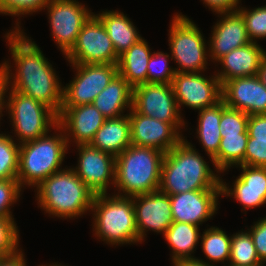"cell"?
<instances>
[{
  "label": "cell",
  "instance_id": "cell-7",
  "mask_svg": "<svg viewBox=\"0 0 266 266\" xmlns=\"http://www.w3.org/2000/svg\"><path fill=\"white\" fill-rule=\"evenodd\" d=\"M169 31V48L172 60L178 65L176 73H203L207 69L209 49L203 33L186 15L175 13ZM207 44V45H206Z\"/></svg>",
  "mask_w": 266,
  "mask_h": 266
},
{
  "label": "cell",
  "instance_id": "cell-35",
  "mask_svg": "<svg viewBox=\"0 0 266 266\" xmlns=\"http://www.w3.org/2000/svg\"><path fill=\"white\" fill-rule=\"evenodd\" d=\"M237 11L243 16L251 42L258 43L257 40L266 39V5L253 9L240 5Z\"/></svg>",
  "mask_w": 266,
  "mask_h": 266
},
{
  "label": "cell",
  "instance_id": "cell-13",
  "mask_svg": "<svg viewBox=\"0 0 266 266\" xmlns=\"http://www.w3.org/2000/svg\"><path fill=\"white\" fill-rule=\"evenodd\" d=\"M205 76L204 72H183L174 75L171 86L180 114L183 106L199 111L222 100V85L215 71L213 75Z\"/></svg>",
  "mask_w": 266,
  "mask_h": 266
},
{
  "label": "cell",
  "instance_id": "cell-4",
  "mask_svg": "<svg viewBox=\"0 0 266 266\" xmlns=\"http://www.w3.org/2000/svg\"><path fill=\"white\" fill-rule=\"evenodd\" d=\"M164 155L150 147L131 144L126 148L116 157V195L133 197L159 190Z\"/></svg>",
  "mask_w": 266,
  "mask_h": 266
},
{
  "label": "cell",
  "instance_id": "cell-41",
  "mask_svg": "<svg viewBox=\"0 0 266 266\" xmlns=\"http://www.w3.org/2000/svg\"><path fill=\"white\" fill-rule=\"evenodd\" d=\"M247 131L251 138L266 140V114L249 116Z\"/></svg>",
  "mask_w": 266,
  "mask_h": 266
},
{
  "label": "cell",
  "instance_id": "cell-15",
  "mask_svg": "<svg viewBox=\"0 0 266 266\" xmlns=\"http://www.w3.org/2000/svg\"><path fill=\"white\" fill-rule=\"evenodd\" d=\"M132 198L139 244L145 241L148 231L152 230L155 233L164 234L174 222L171 200L168 194L157 190L151 193L135 195Z\"/></svg>",
  "mask_w": 266,
  "mask_h": 266
},
{
  "label": "cell",
  "instance_id": "cell-12",
  "mask_svg": "<svg viewBox=\"0 0 266 266\" xmlns=\"http://www.w3.org/2000/svg\"><path fill=\"white\" fill-rule=\"evenodd\" d=\"M75 77L63 87L62 106L92 104L118 73L117 64H71Z\"/></svg>",
  "mask_w": 266,
  "mask_h": 266
},
{
  "label": "cell",
  "instance_id": "cell-43",
  "mask_svg": "<svg viewBox=\"0 0 266 266\" xmlns=\"http://www.w3.org/2000/svg\"><path fill=\"white\" fill-rule=\"evenodd\" d=\"M25 254L21 248L17 253L0 258V266H27ZM42 266V265H39Z\"/></svg>",
  "mask_w": 266,
  "mask_h": 266
},
{
  "label": "cell",
  "instance_id": "cell-45",
  "mask_svg": "<svg viewBox=\"0 0 266 266\" xmlns=\"http://www.w3.org/2000/svg\"><path fill=\"white\" fill-rule=\"evenodd\" d=\"M257 76L261 83L266 87V55L262 58Z\"/></svg>",
  "mask_w": 266,
  "mask_h": 266
},
{
  "label": "cell",
  "instance_id": "cell-14",
  "mask_svg": "<svg viewBox=\"0 0 266 266\" xmlns=\"http://www.w3.org/2000/svg\"><path fill=\"white\" fill-rule=\"evenodd\" d=\"M75 146L79 158L72 169L95 195L107 194L108 188L115 185L116 157L90 144Z\"/></svg>",
  "mask_w": 266,
  "mask_h": 266
},
{
  "label": "cell",
  "instance_id": "cell-1",
  "mask_svg": "<svg viewBox=\"0 0 266 266\" xmlns=\"http://www.w3.org/2000/svg\"><path fill=\"white\" fill-rule=\"evenodd\" d=\"M4 38L14 60V66L8 60L0 63V73L4 76L7 89L32 97L59 115L64 85L41 48L26 36L24 29L8 31ZM12 67H15V72Z\"/></svg>",
  "mask_w": 266,
  "mask_h": 266
},
{
  "label": "cell",
  "instance_id": "cell-40",
  "mask_svg": "<svg viewBox=\"0 0 266 266\" xmlns=\"http://www.w3.org/2000/svg\"><path fill=\"white\" fill-rule=\"evenodd\" d=\"M248 232L253 240L260 261L266 265V217L254 222Z\"/></svg>",
  "mask_w": 266,
  "mask_h": 266
},
{
  "label": "cell",
  "instance_id": "cell-23",
  "mask_svg": "<svg viewBox=\"0 0 266 266\" xmlns=\"http://www.w3.org/2000/svg\"><path fill=\"white\" fill-rule=\"evenodd\" d=\"M133 88L117 73L92 104L106 119L124 116L132 108ZM129 108V109H128Z\"/></svg>",
  "mask_w": 266,
  "mask_h": 266
},
{
  "label": "cell",
  "instance_id": "cell-20",
  "mask_svg": "<svg viewBox=\"0 0 266 266\" xmlns=\"http://www.w3.org/2000/svg\"><path fill=\"white\" fill-rule=\"evenodd\" d=\"M217 15L220 19L213 25L208 40L209 59L215 64L232 50L251 42L243 16L238 11Z\"/></svg>",
  "mask_w": 266,
  "mask_h": 266
},
{
  "label": "cell",
  "instance_id": "cell-38",
  "mask_svg": "<svg viewBox=\"0 0 266 266\" xmlns=\"http://www.w3.org/2000/svg\"><path fill=\"white\" fill-rule=\"evenodd\" d=\"M23 188L17 179L0 180V217L14 218L10 211L12 205L18 202ZM11 206V207H10Z\"/></svg>",
  "mask_w": 266,
  "mask_h": 266
},
{
  "label": "cell",
  "instance_id": "cell-28",
  "mask_svg": "<svg viewBox=\"0 0 266 266\" xmlns=\"http://www.w3.org/2000/svg\"><path fill=\"white\" fill-rule=\"evenodd\" d=\"M222 114V100L214 106L198 111V124L196 133L199 143L202 145L206 155L213 163V158L217 155L221 141L220 119Z\"/></svg>",
  "mask_w": 266,
  "mask_h": 266
},
{
  "label": "cell",
  "instance_id": "cell-22",
  "mask_svg": "<svg viewBox=\"0 0 266 266\" xmlns=\"http://www.w3.org/2000/svg\"><path fill=\"white\" fill-rule=\"evenodd\" d=\"M266 50L258 43L250 42L245 46L232 50L217 63L221 69L215 72L221 85L236 77L255 76L258 73L262 58Z\"/></svg>",
  "mask_w": 266,
  "mask_h": 266
},
{
  "label": "cell",
  "instance_id": "cell-47",
  "mask_svg": "<svg viewBox=\"0 0 266 266\" xmlns=\"http://www.w3.org/2000/svg\"><path fill=\"white\" fill-rule=\"evenodd\" d=\"M55 263V264H54ZM54 263H51V264H49V265H45V264H42V266H65V265H62V264H58V262H54Z\"/></svg>",
  "mask_w": 266,
  "mask_h": 266
},
{
  "label": "cell",
  "instance_id": "cell-36",
  "mask_svg": "<svg viewBox=\"0 0 266 266\" xmlns=\"http://www.w3.org/2000/svg\"><path fill=\"white\" fill-rule=\"evenodd\" d=\"M249 115L245 112L226 106L222 100V114L220 119V134H248Z\"/></svg>",
  "mask_w": 266,
  "mask_h": 266
},
{
  "label": "cell",
  "instance_id": "cell-18",
  "mask_svg": "<svg viewBox=\"0 0 266 266\" xmlns=\"http://www.w3.org/2000/svg\"><path fill=\"white\" fill-rule=\"evenodd\" d=\"M105 121L106 118L93 104L62 106L58 115V125L65 133L68 146L72 142L76 145L90 144Z\"/></svg>",
  "mask_w": 266,
  "mask_h": 266
},
{
  "label": "cell",
  "instance_id": "cell-26",
  "mask_svg": "<svg viewBox=\"0 0 266 266\" xmlns=\"http://www.w3.org/2000/svg\"><path fill=\"white\" fill-rule=\"evenodd\" d=\"M148 42L141 38L119 56L118 73L134 88L147 83L148 62L152 55Z\"/></svg>",
  "mask_w": 266,
  "mask_h": 266
},
{
  "label": "cell",
  "instance_id": "cell-37",
  "mask_svg": "<svg viewBox=\"0 0 266 266\" xmlns=\"http://www.w3.org/2000/svg\"><path fill=\"white\" fill-rule=\"evenodd\" d=\"M19 229L14 218L0 217V258L11 256L21 250Z\"/></svg>",
  "mask_w": 266,
  "mask_h": 266
},
{
  "label": "cell",
  "instance_id": "cell-2",
  "mask_svg": "<svg viewBox=\"0 0 266 266\" xmlns=\"http://www.w3.org/2000/svg\"><path fill=\"white\" fill-rule=\"evenodd\" d=\"M204 158L184 137L164 155L159 190L168 195L192 190H221L220 172L215 173Z\"/></svg>",
  "mask_w": 266,
  "mask_h": 266
},
{
  "label": "cell",
  "instance_id": "cell-39",
  "mask_svg": "<svg viewBox=\"0 0 266 266\" xmlns=\"http://www.w3.org/2000/svg\"><path fill=\"white\" fill-rule=\"evenodd\" d=\"M244 165L266 167V140H256V138L248 137Z\"/></svg>",
  "mask_w": 266,
  "mask_h": 266
},
{
  "label": "cell",
  "instance_id": "cell-32",
  "mask_svg": "<svg viewBox=\"0 0 266 266\" xmlns=\"http://www.w3.org/2000/svg\"><path fill=\"white\" fill-rule=\"evenodd\" d=\"M20 144L14 136L0 133V180L17 179Z\"/></svg>",
  "mask_w": 266,
  "mask_h": 266
},
{
  "label": "cell",
  "instance_id": "cell-30",
  "mask_svg": "<svg viewBox=\"0 0 266 266\" xmlns=\"http://www.w3.org/2000/svg\"><path fill=\"white\" fill-rule=\"evenodd\" d=\"M249 134H225L221 138L217 155L213 158L214 168L220 173L232 166L244 165V156Z\"/></svg>",
  "mask_w": 266,
  "mask_h": 266
},
{
  "label": "cell",
  "instance_id": "cell-42",
  "mask_svg": "<svg viewBox=\"0 0 266 266\" xmlns=\"http://www.w3.org/2000/svg\"><path fill=\"white\" fill-rule=\"evenodd\" d=\"M205 7L215 14L235 12L240 7V0H201Z\"/></svg>",
  "mask_w": 266,
  "mask_h": 266
},
{
  "label": "cell",
  "instance_id": "cell-25",
  "mask_svg": "<svg viewBox=\"0 0 266 266\" xmlns=\"http://www.w3.org/2000/svg\"><path fill=\"white\" fill-rule=\"evenodd\" d=\"M95 15L105 26L118 56L143 38L130 18L121 11L102 10Z\"/></svg>",
  "mask_w": 266,
  "mask_h": 266
},
{
  "label": "cell",
  "instance_id": "cell-31",
  "mask_svg": "<svg viewBox=\"0 0 266 266\" xmlns=\"http://www.w3.org/2000/svg\"><path fill=\"white\" fill-rule=\"evenodd\" d=\"M264 265L256 252L250 233L246 231L231 235L230 260L227 266Z\"/></svg>",
  "mask_w": 266,
  "mask_h": 266
},
{
  "label": "cell",
  "instance_id": "cell-24",
  "mask_svg": "<svg viewBox=\"0 0 266 266\" xmlns=\"http://www.w3.org/2000/svg\"><path fill=\"white\" fill-rule=\"evenodd\" d=\"M90 145L115 157L128 148L131 145L128 113L121 117L106 119L95 133Z\"/></svg>",
  "mask_w": 266,
  "mask_h": 266
},
{
  "label": "cell",
  "instance_id": "cell-11",
  "mask_svg": "<svg viewBox=\"0 0 266 266\" xmlns=\"http://www.w3.org/2000/svg\"><path fill=\"white\" fill-rule=\"evenodd\" d=\"M47 10L51 36L65 56L75 45L81 28L94 14L78 0H50Z\"/></svg>",
  "mask_w": 266,
  "mask_h": 266
},
{
  "label": "cell",
  "instance_id": "cell-10",
  "mask_svg": "<svg viewBox=\"0 0 266 266\" xmlns=\"http://www.w3.org/2000/svg\"><path fill=\"white\" fill-rule=\"evenodd\" d=\"M65 58L69 65L118 64L119 60L105 26L95 14L81 28Z\"/></svg>",
  "mask_w": 266,
  "mask_h": 266
},
{
  "label": "cell",
  "instance_id": "cell-6",
  "mask_svg": "<svg viewBox=\"0 0 266 266\" xmlns=\"http://www.w3.org/2000/svg\"><path fill=\"white\" fill-rule=\"evenodd\" d=\"M91 214L93 215V235L112 246L138 243L132 197L113 194L94 196Z\"/></svg>",
  "mask_w": 266,
  "mask_h": 266
},
{
  "label": "cell",
  "instance_id": "cell-19",
  "mask_svg": "<svg viewBox=\"0 0 266 266\" xmlns=\"http://www.w3.org/2000/svg\"><path fill=\"white\" fill-rule=\"evenodd\" d=\"M222 100L226 106L249 116L266 114V87L257 75L226 81L222 85Z\"/></svg>",
  "mask_w": 266,
  "mask_h": 266
},
{
  "label": "cell",
  "instance_id": "cell-16",
  "mask_svg": "<svg viewBox=\"0 0 266 266\" xmlns=\"http://www.w3.org/2000/svg\"><path fill=\"white\" fill-rule=\"evenodd\" d=\"M128 116L132 145L150 147L167 153L185 137L170 123L141 115L133 108L128 112Z\"/></svg>",
  "mask_w": 266,
  "mask_h": 266
},
{
  "label": "cell",
  "instance_id": "cell-17",
  "mask_svg": "<svg viewBox=\"0 0 266 266\" xmlns=\"http://www.w3.org/2000/svg\"><path fill=\"white\" fill-rule=\"evenodd\" d=\"M221 190H192L169 195L173 221L202 225L218 211Z\"/></svg>",
  "mask_w": 266,
  "mask_h": 266
},
{
  "label": "cell",
  "instance_id": "cell-29",
  "mask_svg": "<svg viewBox=\"0 0 266 266\" xmlns=\"http://www.w3.org/2000/svg\"><path fill=\"white\" fill-rule=\"evenodd\" d=\"M200 240V248H202V252L207 260L196 258L195 261L207 266H216L220 262L223 266H227L226 264L230 260L231 236H228L223 229L211 226L204 230Z\"/></svg>",
  "mask_w": 266,
  "mask_h": 266
},
{
  "label": "cell",
  "instance_id": "cell-9",
  "mask_svg": "<svg viewBox=\"0 0 266 266\" xmlns=\"http://www.w3.org/2000/svg\"><path fill=\"white\" fill-rule=\"evenodd\" d=\"M132 108L141 115L170 123L182 136L183 128L187 129L171 84L143 83L134 87Z\"/></svg>",
  "mask_w": 266,
  "mask_h": 266
},
{
  "label": "cell",
  "instance_id": "cell-44",
  "mask_svg": "<svg viewBox=\"0 0 266 266\" xmlns=\"http://www.w3.org/2000/svg\"><path fill=\"white\" fill-rule=\"evenodd\" d=\"M7 93V85L4 79V76L0 73V119L3 117L2 112H6V94ZM5 108V109H4Z\"/></svg>",
  "mask_w": 266,
  "mask_h": 266
},
{
  "label": "cell",
  "instance_id": "cell-8",
  "mask_svg": "<svg viewBox=\"0 0 266 266\" xmlns=\"http://www.w3.org/2000/svg\"><path fill=\"white\" fill-rule=\"evenodd\" d=\"M7 94L6 111L14 128L10 133L14 131V140L20 145L50 133L58 125V115L43 103L13 89H7Z\"/></svg>",
  "mask_w": 266,
  "mask_h": 266
},
{
  "label": "cell",
  "instance_id": "cell-27",
  "mask_svg": "<svg viewBox=\"0 0 266 266\" xmlns=\"http://www.w3.org/2000/svg\"><path fill=\"white\" fill-rule=\"evenodd\" d=\"M200 236L201 232L198 225L174 221L163 234L172 250L170 254L172 263L195 260L197 257H194V251L199 244Z\"/></svg>",
  "mask_w": 266,
  "mask_h": 266
},
{
  "label": "cell",
  "instance_id": "cell-5",
  "mask_svg": "<svg viewBox=\"0 0 266 266\" xmlns=\"http://www.w3.org/2000/svg\"><path fill=\"white\" fill-rule=\"evenodd\" d=\"M53 130V135L48 133L20 145L17 181L21 188L37 187L50 175L64 169L62 163L70 146L59 125Z\"/></svg>",
  "mask_w": 266,
  "mask_h": 266
},
{
  "label": "cell",
  "instance_id": "cell-3",
  "mask_svg": "<svg viewBox=\"0 0 266 266\" xmlns=\"http://www.w3.org/2000/svg\"><path fill=\"white\" fill-rule=\"evenodd\" d=\"M34 192L40 209L60 219L78 218L91 212L95 196L71 166L50 175Z\"/></svg>",
  "mask_w": 266,
  "mask_h": 266
},
{
  "label": "cell",
  "instance_id": "cell-21",
  "mask_svg": "<svg viewBox=\"0 0 266 266\" xmlns=\"http://www.w3.org/2000/svg\"><path fill=\"white\" fill-rule=\"evenodd\" d=\"M242 173L236 177L232 187L221 177V196L235 198L242 204V211L266 204V167L238 165Z\"/></svg>",
  "mask_w": 266,
  "mask_h": 266
},
{
  "label": "cell",
  "instance_id": "cell-34",
  "mask_svg": "<svg viewBox=\"0 0 266 266\" xmlns=\"http://www.w3.org/2000/svg\"><path fill=\"white\" fill-rule=\"evenodd\" d=\"M171 55L162 51H154L147 68V83L171 84L176 71L169 66Z\"/></svg>",
  "mask_w": 266,
  "mask_h": 266
},
{
  "label": "cell",
  "instance_id": "cell-46",
  "mask_svg": "<svg viewBox=\"0 0 266 266\" xmlns=\"http://www.w3.org/2000/svg\"><path fill=\"white\" fill-rule=\"evenodd\" d=\"M173 266H207L203 263L197 262L195 260H188V261H177L172 263Z\"/></svg>",
  "mask_w": 266,
  "mask_h": 266
},
{
  "label": "cell",
  "instance_id": "cell-33",
  "mask_svg": "<svg viewBox=\"0 0 266 266\" xmlns=\"http://www.w3.org/2000/svg\"><path fill=\"white\" fill-rule=\"evenodd\" d=\"M50 0H0V14L19 17L10 31H22L19 19L24 15L41 12ZM19 21V22H18Z\"/></svg>",
  "mask_w": 266,
  "mask_h": 266
}]
</instances>
